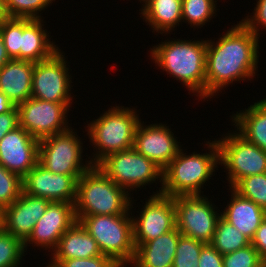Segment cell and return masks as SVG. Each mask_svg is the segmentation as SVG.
Listing matches in <instances>:
<instances>
[{"mask_svg":"<svg viewBox=\"0 0 266 267\" xmlns=\"http://www.w3.org/2000/svg\"><path fill=\"white\" fill-rule=\"evenodd\" d=\"M181 233L177 227L143 244H134L135 254L131 266L172 267Z\"/></svg>","mask_w":266,"mask_h":267,"instance_id":"d6986e66","label":"cell"},{"mask_svg":"<svg viewBox=\"0 0 266 267\" xmlns=\"http://www.w3.org/2000/svg\"><path fill=\"white\" fill-rule=\"evenodd\" d=\"M223 267H266L252 244L223 255Z\"/></svg>","mask_w":266,"mask_h":267,"instance_id":"836d02e7","label":"cell"},{"mask_svg":"<svg viewBox=\"0 0 266 267\" xmlns=\"http://www.w3.org/2000/svg\"><path fill=\"white\" fill-rule=\"evenodd\" d=\"M136 113L128 107L116 106L88 124L90 142L96 151L98 149L94 160H90L92 165H98L112 153L133 147L136 128L140 123Z\"/></svg>","mask_w":266,"mask_h":267,"instance_id":"5b68a950","label":"cell"},{"mask_svg":"<svg viewBox=\"0 0 266 267\" xmlns=\"http://www.w3.org/2000/svg\"><path fill=\"white\" fill-rule=\"evenodd\" d=\"M233 189L266 210V173L244 177Z\"/></svg>","mask_w":266,"mask_h":267,"instance_id":"83f0119b","label":"cell"},{"mask_svg":"<svg viewBox=\"0 0 266 267\" xmlns=\"http://www.w3.org/2000/svg\"><path fill=\"white\" fill-rule=\"evenodd\" d=\"M142 16L156 32L171 31L182 21V0H141ZM144 8V9H143Z\"/></svg>","mask_w":266,"mask_h":267,"instance_id":"d4e9b609","label":"cell"},{"mask_svg":"<svg viewBox=\"0 0 266 267\" xmlns=\"http://www.w3.org/2000/svg\"><path fill=\"white\" fill-rule=\"evenodd\" d=\"M176 227L185 236L211 244L221 213L202 195L174 197Z\"/></svg>","mask_w":266,"mask_h":267,"instance_id":"30bf717a","label":"cell"},{"mask_svg":"<svg viewBox=\"0 0 266 267\" xmlns=\"http://www.w3.org/2000/svg\"><path fill=\"white\" fill-rule=\"evenodd\" d=\"M22 191V178L0 164V211L11 205Z\"/></svg>","mask_w":266,"mask_h":267,"instance_id":"1f68e13d","label":"cell"},{"mask_svg":"<svg viewBox=\"0 0 266 267\" xmlns=\"http://www.w3.org/2000/svg\"><path fill=\"white\" fill-rule=\"evenodd\" d=\"M128 191L111 180L98 165H92L77 180L75 215L129 214Z\"/></svg>","mask_w":266,"mask_h":267,"instance_id":"277c9868","label":"cell"},{"mask_svg":"<svg viewBox=\"0 0 266 267\" xmlns=\"http://www.w3.org/2000/svg\"><path fill=\"white\" fill-rule=\"evenodd\" d=\"M211 244L224 255L250 245L251 241L221 216L217 222Z\"/></svg>","mask_w":266,"mask_h":267,"instance_id":"484cf974","label":"cell"},{"mask_svg":"<svg viewBox=\"0 0 266 267\" xmlns=\"http://www.w3.org/2000/svg\"><path fill=\"white\" fill-rule=\"evenodd\" d=\"M77 134L70 128L65 132L39 140L38 162L47 170L64 175H82L92 166L82 165V146Z\"/></svg>","mask_w":266,"mask_h":267,"instance_id":"9c48e42d","label":"cell"},{"mask_svg":"<svg viewBox=\"0 0 266 267\" xmlns=\"http://www.w3.org/2000/svg\"><path fill=\"white\" fill-rule=\"evenodd\" d=\"M178 143L167 126L151 124L144 127L140 122L136 128L133 148L163 171L180 151Z\"/></svg>","mask_w":266,"mask_h":267,"instance_id":"ac0fdd59","label":"cell"},{"mask_svg":"<svg viewBox=\"0 0 266 267\" xmlns=\"http://www.w3.org/2000/svg\"><path fill=\"white\" fill-rule=\"evenodd\" d=\"M6 18L8 17L5 11L4 0H0V23Z\"/></svg>","mask_w":266,"mask_h":267,"instance_id":"b9f144b4","label":"cell"},{"mask_svg":"<svg viewBox=\"0 0 266 267\" xmlns=\"http://www.w3.org/2000/svg\"><path fill=\"white\" fill-rule=\"evenodd\" d=\"M98 167L125 190L140 188L158 178L162 181V170L133 147L108 155Z\"/></svg>","mask_w":266,"mask_h":267,"instance_id":"ba28073f","label":"cell"},{"mask_svg":"<svg viewBox=\"0 0 266 267\" xmlns=\"http://www.w3.org/2000/svg\"><path fill=\"white\" fill-rule=\"evenodd\" d=\"M230 203L221 216L241 231L250 241L266 218V210L250 199L244 198L233 188Z\"/></svg>","mask_w":266,"mask_h":267,"instance_id":"603a6c76","label":"cell"},{"mask_svg":"<svg viewBox=\"0 0 266 267\" xmlns=\"http://www.w3.org/2000/svg\"><path fill=\"white\" fill-rule=\"evenodd\" d=\"M50 202L48 199L31 196L22 191L11 205L0 211V226L24 243Z\"/></svg>","mask_w":266,"mask_h":267,"instance_id":"9a60e30c","label":"cell"},{"mask_svg":"<svg viewBox=\"0 0 266 267\" xmlns=\"http://www.w3.org/2000/svg\"><path fill=\"white\" fill-rule=\"evenodd\" d=\"M34 63L11 59L0 68V91L16 106L31 98Z\"/></svg>","mask_w":266,"mask_h":267,"instance_id":"44dd1931","label":"cell"},{"mask_svg":"<svg viewBox=\"0 0 266 267\" xmlns=\"http://www.w3.org/2000/svg\"><path fill=\"white\" fill-rule=\"evenodd\" d=\"M233 118L238 133L266 151V98L250 105L243 112H237Z\"/></svg>","mask_w":266,"mask_h":267,"instance_id":"cb8c5ba5","label":"cell"},{"mask_svg":"<svg viewBox=\"0 0 266 267\" xmlns=\"http://www.w3.org/2000/svg\"><path fill=\"white\" fill-rule=\"evenodd\" d=\"M51 266L57 267L63 260L90 258L102 255L96 240L76 221L60 238L53 250Z\"/></svg>","mask_w":266,"mask_h":267,"instance_id":"ffe728a7","label":"cell"},{"mask_svg":"<svg viewBox=\"0 0 266 267\" xmlns=\"http://www.w3.org/2000/svg\"><path fill=\"white\" fill-rule=\"evenodd\" d=\"M57 267H121L110 256L102 254L90 258L63 260Z\"/></svg>","mask_w":266,"mask_h":267,"instance_id":"e575fe53","label":"cell"},{"mask_svg":"<svg viewBox=\"0 0 266 267\" xmlns=\"http://www.w3.org/2000/svg\"><path fill=\"white\" fill-rule=\"evenodd\" d=\"M204 245L205 243L181 234L172 267H198L200 252Z\"/></svg>","mask_w":266,"mask_h":267,"instance_id":"f546056e","label":"cell"},{"mask_svg":"<svg viewBox=\"0 0 266 267\" xmlns=\"http://www.w3.org/2000/svg\"><path fill=\"white\" fill-rule=\"evenodd\" d=\"M136 219L132 217L134 244H143L173 230L176 227L174 197L152 195Z\"/></svg>","mask_w":266,"mask_h":267,"instance_id":"4fadbf2b","label":"cell"},{"mask_svg":"<svg viewBox=\"0 0 266 267\" xmlns=\"http://www.w3.org/2000/svg\"><path fill=\"white\" fill-rule=\"evenodd\" d=\"M251 244L258 251L259 256L266 262V218L255 232Z\"/></svg>","mask_w":266,"mask_h":267,"instance_id":"f35d334b","label":"cell"},{"mask_svg":"<svg viewBox=\"0 0 266 267\" xmlns=\"http://www.w3.org/2000/svg\"><path fill=\"white\" fill-rule=\"evenodd\" d=\"M0 35L10 59L20 60V18H6L0 23Z\"/></svg>","mask_w":266,"mask_h":267,"instance_id":"d6a6232c","label":"cell"},{"mask_svg":"<svg viewBox=\"0 0 266 267\" xmlns=\"http://www.w3.org/2000/svg\"><path fill=\"white\" fill-rule=\"evenodd\" d=\"M62 54L58 50L50 58L34 63L31 97L53 103H72L71 77Z\"/></svg>","mask_w":266,"mask_h":267,"instance_id":"7c38bea8","label":"cell"},{"mask_svg":"<svg viewBox=\"0 0 266 267\" xmlns=\"http://www.w3.org/2000/svg\"><path fill=\"white\" fill-rule=\"evenodd\" d=\"M77 221L74 203L50 202L44 215L37 221L29 238L24 242L52 249L56 248L63 234ZM31 242V243H30Z\"/></svg>","mask_w":266,"mask_h":267,"instance_id":"e0dca14e","label":"cell"},{"mask_svg":"<svg viewBox=\"0 0 266 267\" xmlns=\"http://www.w3.org/2000/svg\"><path fill=\"white\" fill-rule=\"evenodd\" d=\"M223 255L212 244H205L200 252L198 267H223Z\"/></svg>","mask_w":266,"mask_h":267,"instance_id":"8d00e7d4","label":"cell"},{"mask_svg":"<svg viewBox=\"0 0 266 267\" xmlns=\"http://www.w3.org/2000/svg\"><path fill=\"white\" fill-rule=\"evenodd\" d=\"M207 40H174L151 48V57L162 70L205 99Z\"/></svg>","mask_w":266,"mask_h":267,"instance_id":"7a4b0ae2","label":"cell"},{"mask_svg":"<svg viewBox=\"0 0 266 267\" xmlns=\"http://www.w3.org/2000/svg\"><path fill=\"white\" fill-rule=\"evenodd\" d=\"M42 21L20 18V60L37 63L58 51L59 48L49 41L47 30L42 29Z\"/></svg>","mask_w":266,"mask_h":267,"instance_id":"7402d4cb","label":"cell"},{"mask_svg":"<svg viewBox=\"0 0 266 267\" xmlns=\"http://www.w3.org/2000/svg\"><path fill=\"white\" fill-rule=\"evenodd\" d=\"M52 1L53 0H4V6L8 18L41 19V16L37 14L39 11L48 7Z\"/></svg>","mask_w":266,"mask_h":267,"instance_id":"4dcf8cb0","label":"cell"},{"mask_svg":"<svg viewBox=\"0 0 266 267\" xmlns=\"http://www.w3.org/2000/svg\"><path fill=\"white\" fill-rule=\"evenodd\" d=\"M24 252V243L0 226V267H18Z\"/></svg>","mask_w":266,"mask_h":267,"instance_id":"f1b7e54d","label":"cell"},{"mask_svg":"<svg viewBox=\"0 0 266 267\" xmlns=\"http://www.w3.org/2000/svg\"><path fill=\"white\" fill-rule=\"evenodd\" d=\"M214 0H182V20L201 27L211 20L216 12Z\"/></svg>","mask_w":266,"mask_h":267,"instance_id":"4316f807","label":"cell"},{"mask_svg":"<svg viewBox=\"0 0 266 267\" xmlns=\"http://www.w3.org/2000/svg\"><path fill=\"white\" fill-rule=\"evenodd\" d=\"M219 165L228 171V182L233 188L242 178L266 173V151L242 137L238 132L216 140Z\"/></svg>","mask_w":266,"mask_h":267,"instance_id":"52a82bcc","label":"cell"},{"mask_svg":"<svg viewBox=\"0 0 266 267\" xmlns=\"http://www.w3.org/2000/svg\"><path fill=\"white\" fill-rule=\"evenodd\" d=\"M241 22L219 38L207 40L205 98L233 81L252 78L257 71L258 40Z\"/></svg>","mask_w":266,"mask_h":267,"instance_id":"6da1fadb","label":"cell"},{"mask_svg":"<svg viewBox=\"0 0 266 267\" xmlns=\"http://www.w3.org/2000/svg\"><path fill=\"white\" fill-rule=\"evenodd\" d=\"M70 104L53 103L31 97L17 105L19 126L38 140L65 132L70 129L66 122L68 118H65Z\"/></svg>","mask_w":266,"mask_h":267,"instance_id":"8fae6325","label":"cell"},{"mask_svg":"<svg viewBox=\"0 0 266 267\" xmlns=\"http://www.w3.org/2000/svg\"><path fill=\"white\" fill-rule=\"evenodd\" d=\"M75 216L96 240L102 254L110 256L121 267L132 262L135 246L129 214Z\"/></svg>","mask_w":266,"mask_h":267,"instance_id":"8992f818","label":"cell"},{"mask_svg":"<svg viewBox=\"0 0 266 267\" xmlns=\"http://www.w3.org/2000/svg\"><path fill=\"white\" fill-rule=\"evenodd\" d=\"M38 156L39 140L20 126L0 140V164L21 178L38 163Z\"/></svg>","mask_w":266,"mask_h":267,"instance_id":"2e32d148","label":"cell"},{"mask_svg":"<svg viewBox=\"0 0 266 267\" xmlns=\"http://www.w3.org/2000/svg\"><path fill=\"white\" fill-rule=\"evenodd\" d=\"M207 143L212 151L206 154L193 152L191 155H185L180 149L177 156L162 171V187L157 194L171 197L201 195V187L210 179L219 163L216 140Z\"/></svg>","mask_w":266,"mask_h":267,"instance_id":"3957f363","label":"cell"},{"mask_svg":"<svg viewBox=\"0 0 266 267\" xmlns=\"http://www.w3.org/2000/svg\"><path fill=\"white\" fill-rule=\"evenodd\" d=\"M10 57L7 54L6 48L4 46L2 37L0 35V68L8 61H10Z\"/></svg>","mask_w":266,"mask_h":267,"instance_id":"60d3db41","label":"cell"},{"mask_svg":"<svg viewBox=\"0 0 266 267\" xmlns=\"http://www.w3.org/2000/svg\"><path fill=\"white\" fill-rule=\"evenodd\" d=\"M15 104L0 91V114L9 112Z\"/></svg>","mask_w":266,"mask_h":267,"instance_id":"ab89813d","label":"cell"},{"mask_svg":"<svg viewBox=\"0 0 266 267\" xmlns=\"http://www.w3.org/2000/svg\"><path fill=\"white\" fill-rule=\"evenodd\" d=\"M81 176L53 173L38 162L22 178L23 192L51 202L75 203L77 180Z\"/></svg>","mask_w":266,"mask_h":267,"instance_id":"5bb4252c","label":"cell"},{"mask_svg":"<svg viewBox=\"0 0 266 267\" xmlns=\"http://www.w3.org/2000/svg\"><path fill=\"white\" fill-rule=\"evenodd\" d=\"M254 11L253 17L250 16L251 19L247 16L241 23L258 37L259 27H264L266 30V0H258Z\"/></svg>","mask_w":266,"mask_h":267,"instance_id":"d590c367","label":"cell"},{"mask_svg":"<svg viewBox=\"0 0 266 267\" xmlns=\"http://www.w3.org/2000/svg\"><path fill=\"white\" fill-rule=\"evenodd\" d=\"M17 127H19V113L15 105L9 112L0 114V140Z\"/></svg>","mask_w":266,"mask_h":267,"instance_id":"74e56055","label":"cell"}]
</instances>
